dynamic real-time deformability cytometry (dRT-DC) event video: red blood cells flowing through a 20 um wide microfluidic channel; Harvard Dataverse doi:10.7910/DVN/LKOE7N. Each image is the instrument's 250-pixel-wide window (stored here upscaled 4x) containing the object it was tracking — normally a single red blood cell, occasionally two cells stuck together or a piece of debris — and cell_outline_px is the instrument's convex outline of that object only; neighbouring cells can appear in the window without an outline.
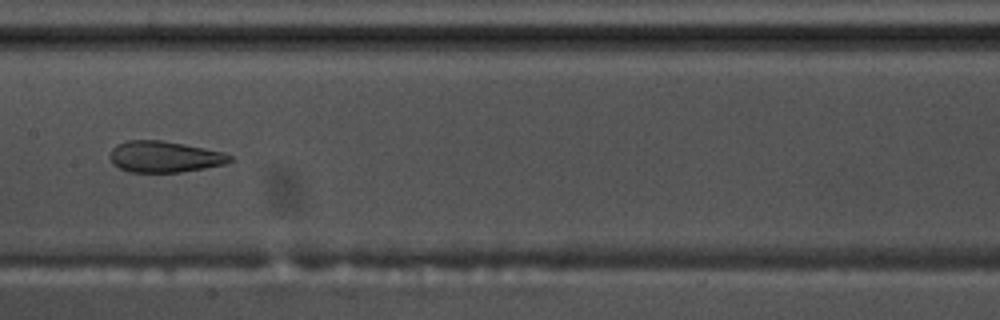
{"species": "common noctule bat (a hibernating species)", "species_latin": "Nyctalus noctula", "temperature_condition": "warm", "stored_images_in_passage": 56, "camera_frame_rate_fps": 3000, "um_per_image_px": 0.085, "animal": {"sex": "male", "body_mass_g": 17.5, "forearm_length_mm": 52.3}, "frame": {"image": 1, "passage_image": 28, "time_ms": 9.0, "image_size_px": [1000, 320], "cell_outline_px": [[236, 160], [224, 164], [204, 168], [180, 172], [128, 172], [112, 164], [108, 156], [112, 148], [116, 144], [128, 140], [160, 140], [184, 144], [224, 152], [232, 156]], "centroid_in_image_um": [13.97, 13.32], "position_along_channel_um": 193.4, "area_um2": 22.02}}
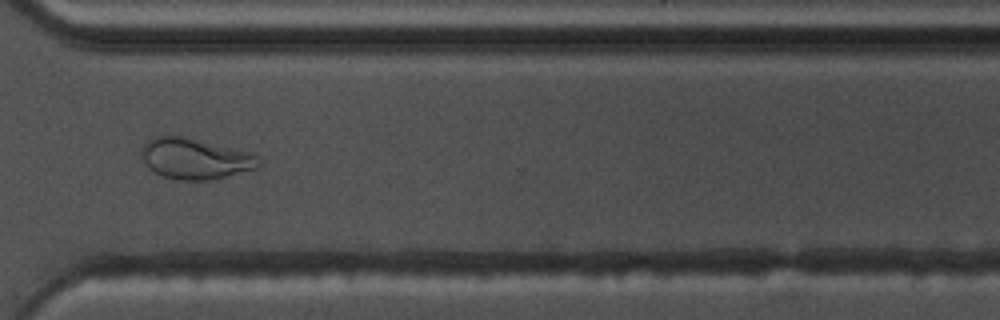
{"frame": {"image": 2, "passage_image": 41, "time_ms": 13.333, "image_size_px": [1000, 320], "cell_outline_px": [[264, 164], [260, 168], [212, 180], [180, 180], [164, 176], [148, 168], [140, 156], [140, 148], [148, 140], [156, 136], [184, 136], [256, 152]], "centroid_in_image_um": [16.68, 13.48], "position_along_channel_um": 353.9, "area_um2": 28.73}}
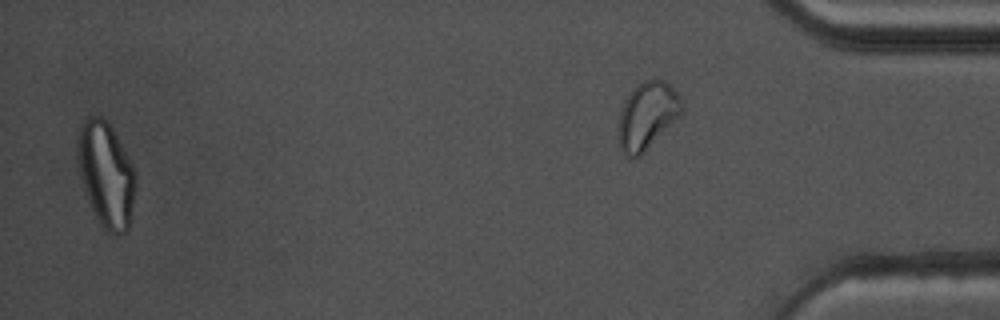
{"frame": {"image": 3, "passage_image": 54, "time_ms": 17.667, "image_size_px": [1000, 320], "cell_outline_px": [[136, 184], [128, 228], [120, 236], [116, 236], [108, 232], [100, 224], [92, 208], [80, 172], [76, 148], [76, 136], [80, 124], [88, 116], [100, 116], [112, 128], [128, 156], [136, 172]], "centroid_in_image_um": [9.02, 14.8], "position_along_channel_um": 426.2, "area_um2": 35.2}, "authors_computed_cell_mechanics": {"area_um2": 28.6977, "velocity_mm_per_s": 3.706, "shape_relaxation_time_tau1_ms": null, "shape_relaxation_time_tau2_ms": 1.4383, "deformation_change_tau1": null, "deformation_change_tau2": 0.0895}}